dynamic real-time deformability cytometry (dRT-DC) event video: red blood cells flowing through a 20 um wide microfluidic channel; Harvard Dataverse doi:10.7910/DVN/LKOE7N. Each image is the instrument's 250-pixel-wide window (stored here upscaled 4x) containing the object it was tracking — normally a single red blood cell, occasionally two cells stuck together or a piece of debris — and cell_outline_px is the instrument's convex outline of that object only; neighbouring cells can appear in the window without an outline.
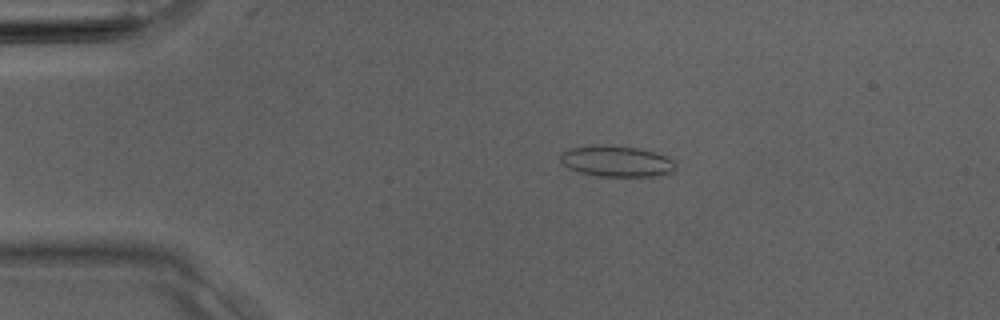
{"species": "Egyptian fruit bat (a non-hibernating species)", "species_latin": "Rousettus aegyptiacus", "temperature_condition": "room temperature", "stored_images_in_passage": 4, "camera_frame_rate_fps": 3000, "um_per_image_px": 0.085, "animal": {"sex": "male"}, "frame": {"image": 1, "passage_image": 2, "time_ms": 0.333, "image_size_px": [1000, 320], "cell_outline_px": [[676, 172], [656, 176], [596, 176], [580, 172], [568, 168], [560, 160], [560, 152], [568, 148], [596, 144], [600, 144], [640, 148], [656, 152], [672, 160], [676, 168]], "centroid_in_image_um": [52.39, 13.7], "position_along_channel_um": 32.6, "area_um2": 21.1}}